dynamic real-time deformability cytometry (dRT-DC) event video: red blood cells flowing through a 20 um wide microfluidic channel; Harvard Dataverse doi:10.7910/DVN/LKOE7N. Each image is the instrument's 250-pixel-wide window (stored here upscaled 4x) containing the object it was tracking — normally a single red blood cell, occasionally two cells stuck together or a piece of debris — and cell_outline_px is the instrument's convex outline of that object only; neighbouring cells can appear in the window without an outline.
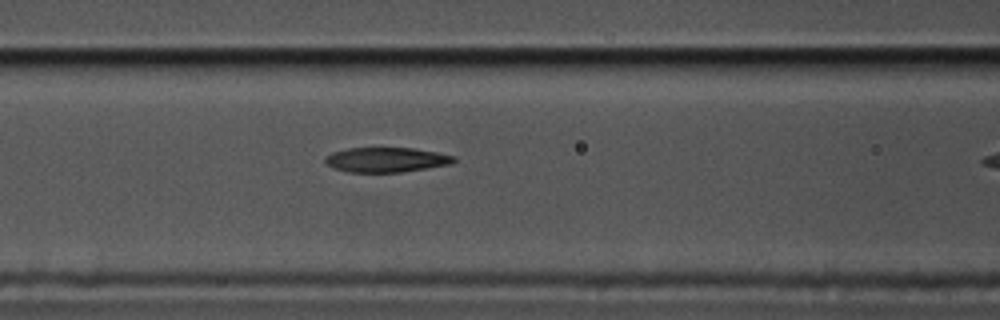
{"species": "common noctule bat (a hibernating species)", "species_latin": "Nyctalus noctula", "temperature_condition": "cold", "stored_images_in_passage": 19, "camera_frame_rate_fps": 3000, "um_per_image_px": 0.085, "animal": {"sex": "male", "body_mass_g": 17.5, "forearm_length_mm": 52.3}, "frame": {"image": 1, "passage_image": 14, "time_ms": 4.333, "image_size_px": [1000, 320], "cell_outline_px": [[456, 160], [452, 164], [400, 172], [348, 172], [336, 168], [328, 164], [324, 160], [324, 156], [332, 152], [348, 148], [412, 148], [436, 152], [456, 156]], "centroid_in_image_um": [32.84, 13.57], "position_along_channel_um": 133.8, "area_um2": 18.5}}